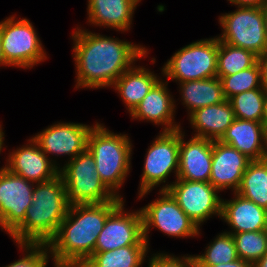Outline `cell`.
Returning a JSON list of instances; mask_svg holds the SVG:
<instances>
[{
	"label": "cell",
	"mask_w": 267,
	"mask_h": 267,
	"mask_svg": "<svg viewBox=\"0 0 267 267\" xmlns=\"http://www.w3.org/2000/svg\"><path fill=\"white\" fill-rule=\"evenodd\" d=\"M234 11L220 14L222 34L217 38L261 56L267 52V35L262 7L235 6Z\"/></svg>",
	"instance_id": "9"
},
{
	"label": "cell",
	"mask_w": 267,
	"mask_h": 267,
	"mask_svg": "<svg viewBox=\"0 0 267 267\" xmlns=\"http://www.w3.org/2000/svg\"><path fill=\"white\" fill-rule=\"evenodd\" d=\"M67 192L70 206L83 204H99L117 198L102 182L93 155L86 149L75 158L64 162L59 169Z\"/></svg>",
	"instance_id": "8"
},
{
	"label": "cell",
	"mask_w": 267,
	"mask_h": 267,
	"mask_svg": "<svg viewBox=\"0 0 267 267\" xmlns=\"http://www.w3.org/2000/svg\"><path fill=\"white\" fill-rule=\"evenodd\" d=\"M23 256L4 267H47L51 259L47 244H16ZM3 267V266H2Z\"/></svg>",
	"instance_id": "32"
},
{
	"label": "cell",
	"mask_w": 267,
	"mask_h": 267,
	"mask_svg": "<svg viewBox=\"0 0 267 267\" xmlns=\"http://www.w3.org/2000/svg\"><path fill=\"white\" fill-rule=\"evenodd\" d=\"M147 261V267H195L194 254L176 256L169 252L157 251L148 256Z\"/></svg>",
	"instance_id": "33"
},
{
	"label": "cell",
	"mask_w": 267,
	"mask_h": 267,
	"mask_svg": "<svg viewBox=\"0 0 267 267\" xmlns=\"http://www.w3.org/2000/svg\"><path fill=\"white\" fill-rule=\"evenodd\" d=\"M250 162L251 160L237 149L219 140H213L209 182L220 192L230 189L231 192H236Z\"/></svg>",
	"instance_id": "18"
},
{
	"label": "cell",
	"mask_w": 267,
	"mask_h": 267,
	"mask_svg": "<svg viewBox=\"0 0 267 267\" xmlns=\"http://www.w3.org/2000/svg\"><path fill=\"white\" fill-rule=\"evenodd\" d=\"M265 21V30L267 35V3L262 7Z\"/></svg>",
	"instance_id": "42"
},
{
	"label": "cell",
	"mask_w": 267,
	"mask_h": 267,
	"mask_svg": "<svg viewBox=\"0 0 267 267\" xmlns=\"http://www.w3.org/2000/svg\"><path fill=\"white\" fill-rule=\"evenodd\" d=\"M195 267H253V265L239 258L236 261H232L229 263H220L214 266H195Z\"/></svg>",
	"instance_id": "36"
},
{
	"label": "cell",
	"mask_w": 267,
	"mask_h": 267,
	"mask_svg": "<svg viewBox=\"0 0 267 267\" xmlns=\"http://www.w3.org/2000/svg\"><path fill=\"white\" fill-rule=\"evenodd\" d=\"M218 38L194 41L178 49L164 63L161 76L176 84L217 77Z\"/></svg>",
	"instance_id": "5"
},
{
	"label": "cell",
	"mask_w": 267,
	"mask_h": 267,
	"mask_svg": "<svg viewBox=\"0 0 267 267\" xmlns=\"http://www.w3.org/2000/svg\"><path fill=\"white\" fill-rule=\"evenodd\" d=\"M124 200L70 206L55 236L47 243L54 267H81L94 253L107 217Z\"/></svg>",
	"instance_id": "2"
},
{
	"label": "cell",
	"mask_w": 267,
	"mask_h": 267,
	"mask_svg": "<svg viewBox=\"0 0 267 267\" xmlns=\"http://www.w3.org/2000/svg\"><path fill=\"white\" fill-rule=\"evenodd\" d=\"M128 134L114 133L99 121L89 132L87 149L93 155L102 182L122 200L123 187L132 169L133 144Z\"/></svg>",
	"instance_id": "4"
},
{
	"label": "cell",
	"mask_w": 267,
	"mask_h": 267,
	"mask_svg": "<svg viewBox=\"0 0 267 267\" xmlns=\"http://www.w3.org/2000/svg\"><path fill=\"white\" fill-rule=\"evenodd\" d=\"M4 60L8 67L32 69L47 60L45 47L35 26L27 18L13 14L0 21Z\"/></svg>",
	"instance_id": "7"
},
{
	"label": "cell",
	"mask_w": 267,
	"mask_h": 267,
	"mask_svg": "<svg viewBox=\"0 0 267 267\" xmlns=\"http://www.w3.org/2000/svg\"><path fill=\"white\" fill-rule=\"evenodd\" d=\"M253 267H267V253L260 258L254 265Z\"/></svg>",
	"instance_id": "39"
},
{
	"label": "cell",
	"mask_w": 267,
	"mask_h": 267,
	"mask_svg": "<svg viewBox=\"0 0 267 267\" xmlns=\"http://www.w3.org/2000/svg\"><path fill=\"white\" fill-rule=\"evenodd\" d=\"M151 252L148 245H130L94 252L81 267H142Z\"/></svg>",
	"instance_id": "25"
},
{
	"label": "cell",
	"mask_w": 267,
	"mask_h": 267,
	"mask_svg": "<svg viewBox=\"0 0 267 267\" xmlns=\"http://www.w3.org/2000/svg\"><path fill=\"white\" fill-rule=\"evenodd\" d=\"M237 255L254 265L267 253V230L231 233Z\"/></svg>",
	"instance_id": "31"
},
{
	"label": "cell",
	"mask_w": 267,
	"mask_h": 267,
	"mask_svg": "<svg viewBox=\"0 0 267 267\" xmlns=\"http://www.w3.org/2000/svg\"><path fill=\"white\" fill-rule=\"evenodd\" d=\"M138 186V199L144 198L156 187L167 190L171 185L168 177L173 173L175 180L179 167V129L174 131H159L148 146Z\"/></svg>",
	"instance_id": "6"
},
{
	"label": "cell",
	"mask_w": 267,
	"mask_h": 267,
	"mask_svg": "<svg viewBox=\"0 0 267 267\" xmlns=\"http://www.w3.org/2000/svg\"><path fill=\"white\" fill-rule=\"evenodd\" d=\"M27 143V144H26ZM22 146L8 150L6 169L33 183L47 182L59 175V168L32 137Z\"/></svg>",
	"instance_id": "16"
},
{
	"label": "cell",
	"mask_w": 267,
	"mask_h": 267,
	"mask_svg": "<svg viewBox=\"0 0 267 267\" xmlns=\"http://www.w3.org/2000/svg\"><path fill=\"white\" fill-rule=\"evenodd\" d=\"M231 6L263 7L267 0H227Z\"/></svg>",
	"instance_id": "34"
},
{
	"label": "cell",
	"mask_w": 267,
	"mask_h": 267,
	"mask_svg": "<svg viewBox=\"0 0 267 267\" xmlns=\"http://www.w3.org/2000/svg\"><path fill=\"white\" fill-rule=\"evenodd\" d=\"M142 0H87V24L128 32Z\"/></svg>",
	"instance_id": "19"
},
{
	"label": "cell",
	"mask_w": 267,
	"mask_h": 267,
	"mask_svg": "<svg viewBox=\"0 0 267 267\" xmlns=\"http://www.w3.org/2000/svg\"><path fill=\"white\" fill-rule=\"evenodd\" d=\"M158 198L140 208L144 239L150 246L151 228L158 229L168 237L194 238L201 236V229L177 204L167 190L158 191Z\"/></svg>",
	"instance_id": "10"
},
{
	"label": "cell",
	"mask_w": 267,
	"mask_h": 267,
	"mask_svg": "<svg viewBox=\"0 0 267 267\" xmlns=\"http://www.w3.org/2000/svg\"><path fill=\"white\" fill-rule=\"evenodd\" d=\"M236 193L267 210L266 161H251L248 164Z\"/></svg>",
	"instance_id": "26"
},
{
	"label": "cell",
	"mask_w": 267,
	"mask_h": 267,
	"mask_svg": "<svg viewBox=\"0 0 267 267\" xmlns=\"http://www.w3.org/2000/svg\"><path fill=\"white\" fill-rule=\"evenodd\" d=\"M262 160L267 162V128L264 130Z\"/></svg>",
	"instance_id": "38"
},
{
	"label": "cell",
	"mask_w": 267,
	"mask_h": 267,
	"mask_svg": "<svg viewBox=\"0 0 267 267\" xmlns=\"http://www.w3.org/2000/svg\"><path fill=\"white\" fill-rule=\"evenodd\" d=\"M74 28L72 57L75 64V89L110 88L137 61L148 57L146 46Z\"/></svg>",
	"instance_id": "1"
},
{
	"label": "cell",
	"mask_w": 267,
	"mask_h": 267,
	"mask_svg": "<svg viewBox=\"0 0 267 267\" xmlns=\"http://www.w3.org/2000/svg\"><path fill=\"white\" fill-rule=\"evenodd\" d=\"M136 64L126 70L111 87L120 96L129 114L161 79L146 66Z\"/></svg>",
	"instance_id": "22"
},
{
	"label": "cell",
	"mask_w": 267,
	"mask_h": 267,
	"mask_svg": "<svg viewBox=\"0 0 267 267\" xmlns=\"http://www.w3.org/2000/svg\"><path fill=\"white\" fill-rule=\"evenodd\" d=\"M7 67V63L4 60V56H3V49H2V41H1V35H0V67Z\"/></svg>",
	"instance_id": "40"
},
{
	"label": "cell",
	"mask_w": 267,
	"mask_h": 267,
	"mask_svg": "<svg viewBox=\"0 0 267 267\" xmlns=\"http://www.w3.org/2000/svg\"><path fill=\"white\" fill-rule=\"evenodd\" d=\"M124 200L106 219L96 241L94 252L111 251L130 245H148L143 234L140 209H125Z\"/></svg>",
	"instance_id": "13"
},
{
	"label": "cell",
	"mask_w": 267,
	"mask_h": 267,
	"mask_svg": "<svg viewBox=\"0 0 267 267\" xmlns=\"http://www.w3.org/2000/svg\"><path fill=\"white\" fill-rule=\"evenodd\" d=\"M167 191L199 228L210 218L221 217L223 198L210 182L176 179Z\"/></svg>",
	"instance_id": "12"
},
{
	"label": "cell",
	"mask_w": 267,
	"mask_h": 267,
	"mask_svg": "<svg viewBox=\"0 0 267 267\" xmlns=\"http://www.w3.org/2000/svg\"><path fill=\"white\" fill-rule=\"evenodd\" d=\"M258 63L261 68L262 84L267 91V52L258 57Z\"/></svg>",
	"instance_id": "35"
},
{
	"label": "cell",
	"mask_w": 267,
	"mask_h": 267,
	"mask_svg": "<svg viewBox=\"0 0 267 267\" xmlns=\"http://www.w3.org/2000/svg\"><path fill=\"white\" fill-rule=\"evenodd\" d=\"M168 84L169 82L162 77L129 114L132 120L161 126V131L182 128L181 123L175 121L177 101L168 89Z\"/></svg>",
	"instance_id": "15"
},
{
	"label": "cell",
	"mask_w": 267,
	"mask_h": 267,
	"mask_svg": "<svg viewBox=\"0 0 267 267\" xmlns=\"http://www.w3.org/2000/svg\"><path fill=\"white\" fill-rule=\"evenodd\" d=\"M266 93V89H253L232 96L229 102L235 118L262 122Z\"/></svg>",
	"instance_id": "29"
},
{
	"label": "cell",
	"mask_w": 267,
	"mask_h": 267,
	"mask_svg": "<svg viewBox=\"0 0 267 267\" xmlns=\"http://www.w3.org/2000/svg\"><path fill=\"white\" fill-rule=\"evenodd\" d=\"M258 61L253 52L218 39L217 76H228L252 67Z\"/></svg>",
	"instance_id": "28"
},
{
	"label": "cell",
	"mask_w": 267,
	"mask_h": 267,
	"mask_svg": "<svg viewBox=\"0 0 267 267\" xmlns=\"http://www.w3.org/2000/svg\"><path fill=\"white\" fill-rule=\"evenodd\" d=\"M32 198L24 220L9 234L16 244H47L70 208L60 174L50 181L35 183Z\"/></svg>",
	"instance_id": "3"
},
{
	"label": "cell",
	"mask_w": 267,
	"mask_h": 267,
	"mask_svg": "<svg viewBox=\"0 0 267 267\" xmlns=\"http://www.w3.org/2000/svg\"><path fill=\"white\" fill-rule=\"evenodd\" d=\"M179 129V167L177 179L209 182L212 166L213 140L191 136Z\"/></svg>",
	"instance_id": "17"
},
{
	"label": "cell",
	"mask_w": 267,
	"mask_h": 267,
	"mask_svg": "<svg viewBox=\"0 0 267 267\" xmlns=\"http://www.w3.org/2000/svg\"><path fill=\"white\" fill-rule=\"evenodd\" d=\"M239 259L235 242L231 233L225 230L209 242L202 254H195V266H214L220 263H229Z\"/></svg>",
	"instance_id": "27"
},
{
	"label": "cell",
	"mask_w": 267,
	"mask_h": 267,
	"mask_svg": "<svg viewBox=\"0 0 267 267\" xmlns=\"http://www.w3.org/2000/svg\"><path fill=\"white\" fill-rule=\"evenodd\" d=\"M96 123L97 121L92 125L78 122H55L31 137L60 169L62 163L57 162L58 157H68L67 161L65 160L68 162L83 153L87 149L89 132Z\"/></svg>",
	"instance_id": "11"
},
{
	"label": "cell",
	"mask_w": 267,
	"mask_h": 267,
	"mask_svg": "<svg viewBox=\"0 0 267 267\" xmlns=\"http://www.w3.org/2000/svg\"><path fill=\"white\" fill-rule=\"evenodd\" d=\"M231 199H222L221 217L227 223L228 233L267 230V210L232 192Z\"/></svg>",
	"instance_id": "20"
},
{
	"label": "cell",
	"mask_w": 267,
	"mask_h": 267,
	"mask_svg": "<svg viewBox=\"0 0 267 267\" xmlns=\"http://www.w3.org/2000/svg\"><path fill=\"white\" fill-rule=\"evenodd\" d=\"M2 126L3 125L0 122V155L1 153H3L2 150H4L7 147L5 146V143H4L6 139H5V131H3L4 128ZM5 169H6V159H5V164L2 167H0V173L4 171Z\"/></svg>",
	"instance_id": "37"
},
{
	"label": "cell",
	"mask_w": 267,
	"mask_h": 267,
	"mask_svg": "<svg viewBox=\"0 0 267 267\" xmlns=\"http://www.w3.org/2000/svg\"><path fill=\"white\" fill-rule=\"evenodd\" d=\"M263 125L265 128H267V93L265 98V104H264V115H263Z\"/></svg>",
	"instance_id": "41"
},
{
	"label": "cell",
	"mask_w": 267,
	"mask_h": 267,
	"mask_svg": "<svg viewBox=\"0 0 267 267\" xmlns=\"http://www.w3.org/2000/svg\"><path fill=\"white\" fill-rule=\"evenodd\" d=\"M191 136L220 140L236 119L229 100L196 109L188 116Z\"/></svg>",
	"instance_id": "21"
},
{
	"label": "cell",
	"mask_w": 267,
	"mask_h": 267,
	"mask_svg": "<svg viewBox=\"0 0 267 267\" xmlns=\"http://www.w3.org/2000/svg\"><path fill=\"white\" fill-rule=\"evenodd\" d=\"M264 130L262 122L235 119L219 141L237 149L251 161H259L262 160Z\"/></svg>",
	"instance_id": "23"
},
{
	"label": "cell",
	"mask_w": 267,
	"mask_h": 267,
	"mask_svg": "<svg viewBox=\"0 0 267 267\" xmlns=\"http://www.w3.org/2000/svg\"><path fill=\"white\" fill-rule=\"evenodd\" d=\"M35 183L5 169L0 173V227L10 234L32 204Z\"/></svg>",
	"instance_id": "14"
},
{
	"label": "cell",
	"mask_w": 267,
	"mask_h": 267,
	"mask_svg": "<svg viewBox=\"0 0 267 267\" xmlns=\"http://www.w3.org/2000/svg\"><path fill=\"white\" fill-rule=\"evenodd\" d=\"M217 77L221 79L226 100L245 91L265 89L262 84L261 68L258 61L252 67L233 75Z\"/></svg>",
	"instance_id": "30"
},
{
	"label": "cell",
	"mask_w": 267,
	"mask_h": 267,
	"mask_svg": "<svg viewBox=\"0 0 267 267\" xmlns=\"http://www.w3.org/2000/svg\"><path fill=\"white\" fill-rule=\"evenodd\" d=\"M181 104L187 115L196 109L219 104L226 100L219 77L178 83Z\"/></svg>",
	"instance_id": "24"
}]
</instances>
